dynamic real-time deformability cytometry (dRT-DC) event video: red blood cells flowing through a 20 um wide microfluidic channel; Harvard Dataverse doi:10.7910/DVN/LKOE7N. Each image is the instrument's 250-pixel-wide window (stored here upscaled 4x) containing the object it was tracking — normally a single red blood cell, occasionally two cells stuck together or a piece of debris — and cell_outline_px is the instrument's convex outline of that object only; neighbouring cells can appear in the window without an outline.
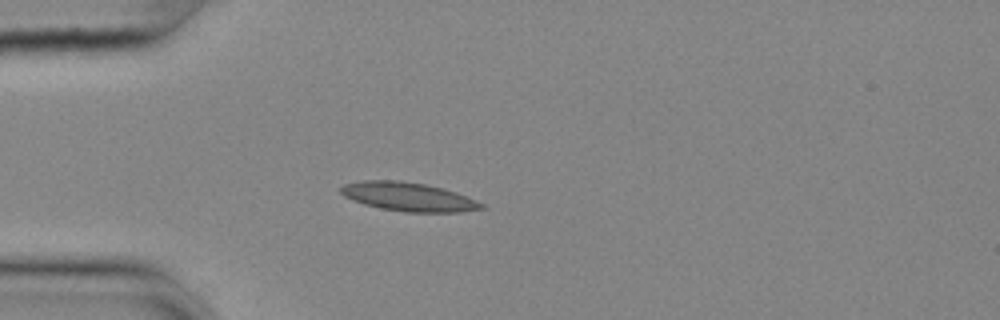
{"species": "common noctule bat (a hibernating species)", "species_latin": "Nyctalus noctula", "temperature_condition": "cold", "stored_images_in_passage": 41, "camera_frame_rate_fps": 3000, "um_per_image_px": 0.085, "animal": {"sex": "female", "body_mass_g": 25.1}, "frame": {"image": 1, "passage_image": 1, "time_ms": 0.0, "image_size_px": [1000, 320], "cell_outline_px": [[484, 208], [460, 212], [404, 212], [380, 208], [364, 204], [344, 196], [340, 192], [340, 188], [344, 184], [364, 180], [396, 180], [424, 184], [456, 192], [476, 200], [484, 204]], "centroid_in_image_um": [34.7, 16.73], "position_along_channel_um": 50.3, "area_um2": 23.35}}
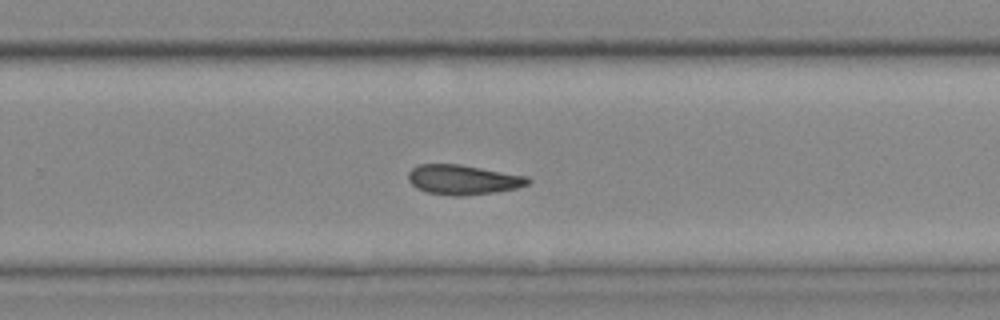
{"frame": {"image": 2, "passage_image": 22, "time_ms": 7.0, "image_size_px": [1000, 320], "cell_outline_px": [[532, 180], [528, 184], [516, 188], [496, 192], [460, 196], [452, 196], [428, 192], [416, 188], [408, 180], [408, 172], [416, 164], [460, 164], [528, 176]], "centroid_in_image_um": [39.35, 15.27], "position_along_channel_um": 290.4, "area_um2": 20.87}}
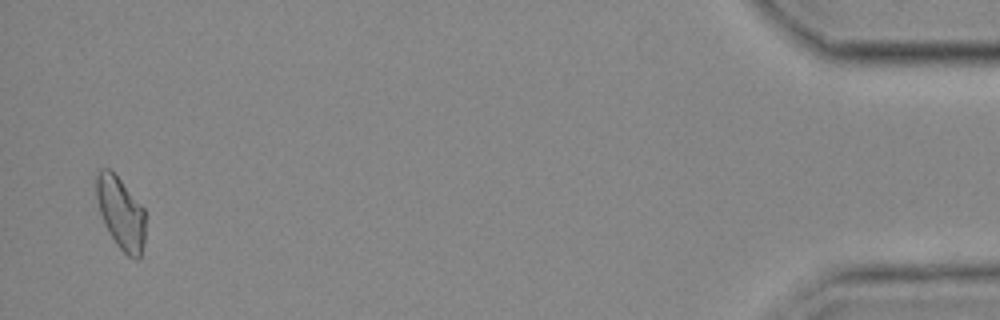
{"frame": {"image": 3, "passage_image": 40, "time_ms": 13.0, "image_size_px": [1000, 320], "cell_outline_px": [[144, 240], [140, 260], [136, 260], [128, 256], [116, 244], [104, 224], [100, 212], [96, 196], [96, 176], [100, 168], [108, 168], [120, 180], [144, 208]], "centroid_in_image_um": [10.26, 18.13], "position_along_channel_um": 424.9, "area_um2": 20.4}, "authors_computed_cell_mechanics": {"area_um2": 20.4612, "velocity_mm_per_s": 3.6168, "shape_relaxation_time_tau1_ms": null, "shape_relaxation_time_tau2_ms": 4.002, "deformation_change_tau1": null, "deformation_change_tau2": 0.1078}}